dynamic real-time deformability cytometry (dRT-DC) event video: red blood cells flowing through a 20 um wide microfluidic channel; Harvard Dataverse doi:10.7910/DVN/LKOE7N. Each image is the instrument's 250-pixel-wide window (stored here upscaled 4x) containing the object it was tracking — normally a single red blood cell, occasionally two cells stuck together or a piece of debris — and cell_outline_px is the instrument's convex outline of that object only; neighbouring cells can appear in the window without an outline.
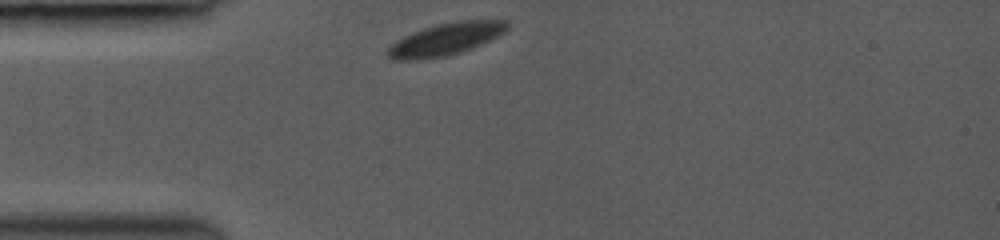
{"species": "common noctule bat (a hibernating species)", "species_latin": "Nyctalus noctula", "temperature_condition": "room temperature", "stored_images_in_passage": 36, "camera_frame_rate_fps": 3000, "um_per_image_px": 0.085, "animal": {"sex": "female", "body_mass_g": 19.0, "forearm_length_mm": 53.3}, "frame": {"image": 1, "passage_image": 1, "time_ms": 0.0, "image_size_px": [1000, 240], "cell_outline_px": [[508, 28], [500, 36], [460, 52], [448, 56], [420, 60], [396, 60], [388, 56], [384, 52], [396, 40], [412, 32], [436, 24], [456, 20], [508, 20]], "centroid_in_image_um": [37.87, 3.33], "position_along_channel_um": 47.1, "area_um2": 22.6}}
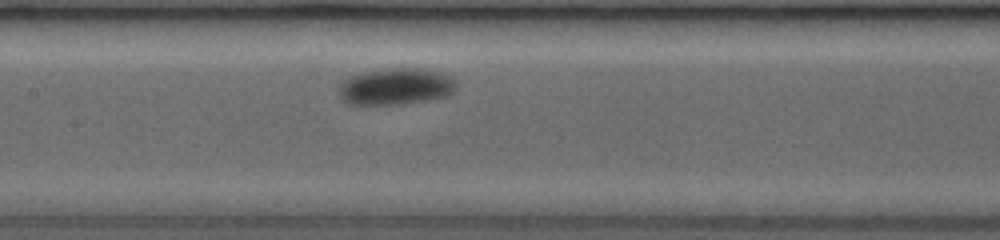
{"frame": {"image": 2, "passage_image": 14, "time_ms": 3.667, "image_size_px": [1000, 240], "cell_outline_px": [[456, 88], [448, 96], [404, 104], [348, 104], [340, 96], [340, 84], [344, 80], [352, 76], [364, 72], [388, 68], [420, 68], [440, 72], [452, 76], [456, 80]], "centroid_in_image_um": [33.7, 7.35], "position_along_channel_um": 173.7, "area_um2": 25.03}}
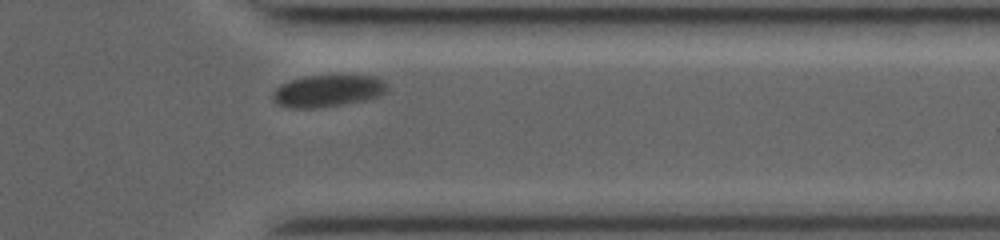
{"frame": {"image": 3, "passage_image": 32, "time_ms": 9.0, "image_size_px": [1000, 240], "cell_outline_px": [[388, 88], [380, 96], [368, 100], [320, 108], [292, 108], [276, 104], [272, 100], [272, 96], [276, 88], [280, 84], [304, 76], [376, 76], [384, 80], [388, 84]], "centroid_in_image_um": [27.88, 7.74], "position_along_channel_um": 383.5, "area_um2": 21.5}}